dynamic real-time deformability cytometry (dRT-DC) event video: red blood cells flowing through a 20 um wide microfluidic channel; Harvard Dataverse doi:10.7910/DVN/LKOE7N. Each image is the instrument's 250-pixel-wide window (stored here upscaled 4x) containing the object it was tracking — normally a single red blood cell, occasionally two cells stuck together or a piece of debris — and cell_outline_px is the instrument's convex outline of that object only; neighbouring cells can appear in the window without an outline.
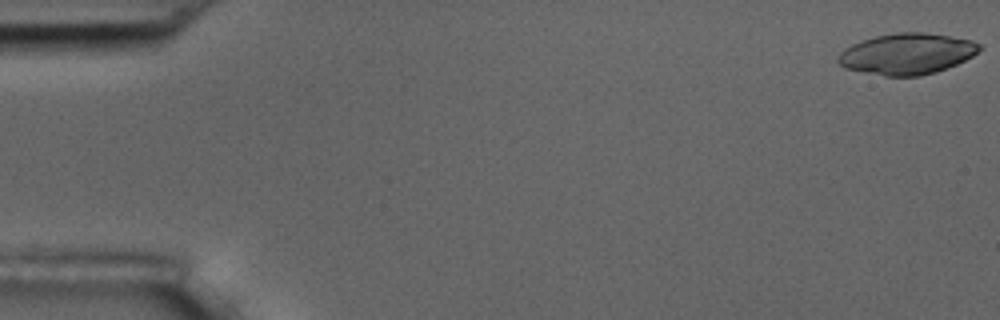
{"species": "common noctule bat (a hibernating species)", "species_latin": "Nyctalus noctula", "temperature_condition": "room temperature", "stored_images_in_passage": 13, "camera_frame_rate_fps": 3000, "um_per_image_px": 0.085, "animal": {"sex": "male", "body_mass_g": 17.5, "forearm_length_mm": 52.3}, "frame": {"image": 1, "passage_image": 1, "time_ms": 0.0, "image_size_px": [1000, 320], "cell_outline_px": [[980, 48], [972, 56], [956, 64], [936, 72], [920, 76], [884, 76], [844, 68], [836, 60], [836, 56], [844, 48], [852, 44], [876, 36], [896, 32], [924, 32], [972, 40], [980, 44]], "centroid_in_image_um": [77.05, 4.58], "position_along_channel_um": 8.0, "area_um2": 33.7}}